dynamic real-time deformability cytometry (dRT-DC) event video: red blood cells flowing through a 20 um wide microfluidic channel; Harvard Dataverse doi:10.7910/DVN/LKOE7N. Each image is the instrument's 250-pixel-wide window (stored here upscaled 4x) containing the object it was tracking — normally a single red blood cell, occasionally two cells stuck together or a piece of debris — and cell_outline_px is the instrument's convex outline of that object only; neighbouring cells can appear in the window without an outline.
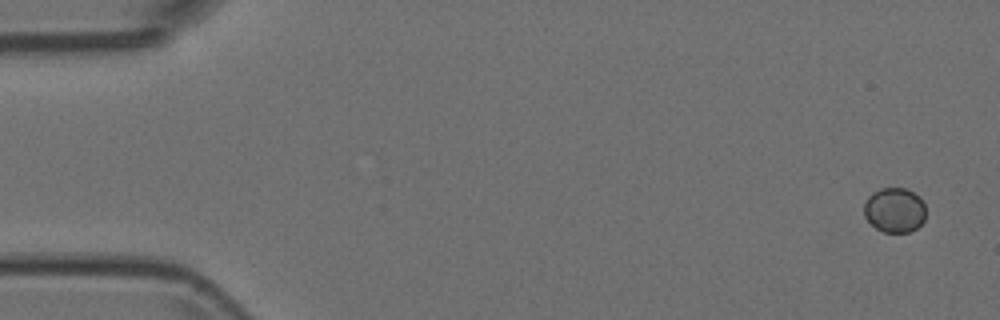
{"species": "Egyptian fruit bat (a non-hibernating species)", "species_latin": "Rousettus aegyptiacus", "temperature_condition": "room temperature", "stored_images_in_passage": 5, "camera_frame_rate_fps": 3000, "um_per_image_px": 0.085, "animal": {"sex": "female"}, "frame": {"image": 1, "passage_image": 1, "time_ms": 0.0, "image_size_px": [1000, 320], "cell_outline_px": [[924, 220], [916, 228], [908, 232], [884, 232], [876, 228], [864, 216], [864, 204], [868, 196], [872, 192], [880, 188], [904, 188], [920, 196], [924, 204]], "centroid_in_image_um": [76.02, 17.84], "position_along_channel_um": 9.0, "area_um2": 16.07}}
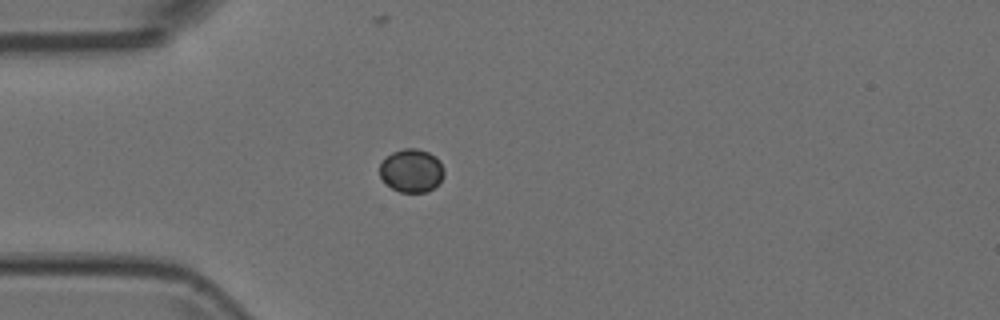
{"frame": {"image": 2, "passage_image": 5, "time_ms": 1.333, "image_size_px": [1000, 320], "cell_outline_px": [[444, 176], [428, 192], [400, 192], [392, 188], [380, 176], [380, 164], [392, 152], [404, 148], [416, 148], [428, 152], [436, 156], [440, 160], [444, 168]], "centroid_in_image_um": [35.0, 14.49], "position_along_channel_um": 50.0, "area_um2": 16.13}}